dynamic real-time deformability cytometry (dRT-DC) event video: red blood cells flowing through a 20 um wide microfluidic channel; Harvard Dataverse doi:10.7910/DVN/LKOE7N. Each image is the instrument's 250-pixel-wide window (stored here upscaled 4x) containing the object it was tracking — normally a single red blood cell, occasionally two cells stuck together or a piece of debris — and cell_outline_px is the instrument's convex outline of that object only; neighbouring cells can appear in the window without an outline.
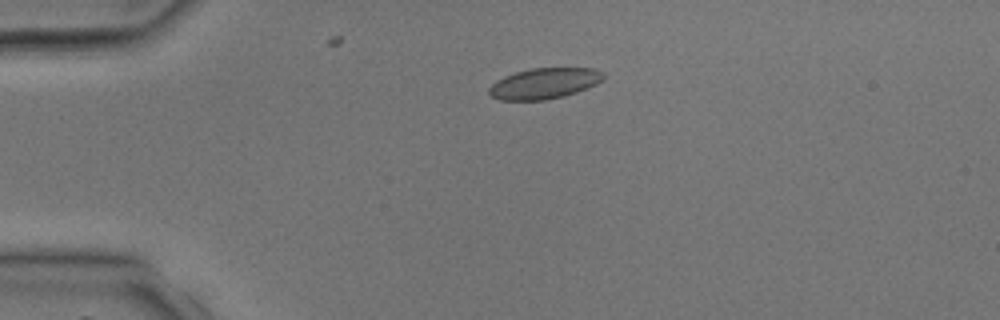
{"species": "common noctule bat (a hibernating species)", "species_latin": "Nyctalus noctula", "temperature_condition": "room temperature", "stored_images_in_passage": 3, "camera_frame_rate_fps": 3000, "um_per_image_px": 0.085, "animal": {"sex": "male", "body_mass_g": 17.9, "forearm_length_mm": 54.2}, "frame": {"image": 1, "passage_image": 2, "time_ms": 1.333, "image_size_px": [1000, 320], "cell_outline_px": [[604, 80], [588, 88], [564, 96], [544, 100], [500, 100], [492, 96], [488, 92], [488, 88], [496, 80], [504, 76], [516, 72], [532, 68], [596, 68], [604, 72]], "centroid_in_image_um": [46.29, 7.08], "position_along_channel_um": 38.7, "area_um2": 20.63}}